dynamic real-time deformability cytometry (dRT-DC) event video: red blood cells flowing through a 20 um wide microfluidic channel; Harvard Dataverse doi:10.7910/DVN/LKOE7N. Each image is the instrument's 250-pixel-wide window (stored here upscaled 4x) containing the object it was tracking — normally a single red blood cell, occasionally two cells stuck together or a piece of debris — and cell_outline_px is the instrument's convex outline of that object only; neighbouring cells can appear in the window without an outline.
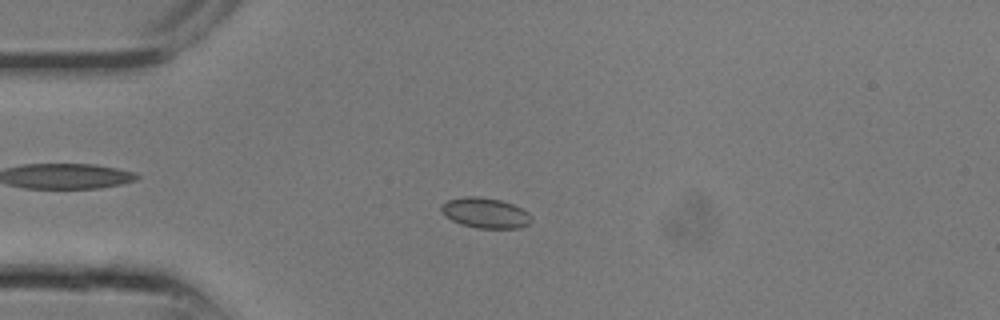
{"species": "common noctule bat (a hibernating species)", "species_latin": "Nyctalus noctula", "temperature_condition": "room temperature", "stored_images_in_passage": 12, "camera_frame_rate_fps": 3000, "um_per_image_px": 0.085, "animal": {"sex": "male", "body_mass_g": 13.3}, "frame": {"image": 1, "passage_image": 6, "time_ms": 1.667, "image_size_px": [1000, 320], "cell_outline_px": [[532, 220], [528, 224], [520, 228], [476, 228], [460, 224], [444, 216], [440, 208], [440, 204], [448, 200], [464, 196], [480, 196], [500, 200], [512, 204], [528, 212], [532, 216]], "centroid_in_image_um": [41.22, 18.1], "position_along_channel_um": 43.8, "area_um2": 16.07}}
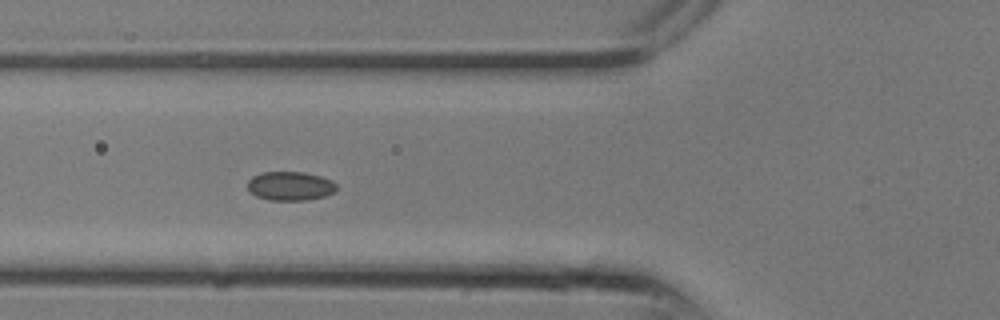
{"frame": {"image": 2, "passage_image": 9, "time_ms": 2.667, "image_size_px": [1000, 320], "cell_outline_px": [[336, 188], [332, 192], [324, 196], [304, 200], [268, 200], [256, 196], [248, 188], [248, 180], [252, 176], [264, 172], [304, 172], [320, 176], [332, 180], [336, 184]], "centroid_in_image_um": [24.65, 15.8], "position_along_channel_um": 101.1, "area_um2": 14.85}}
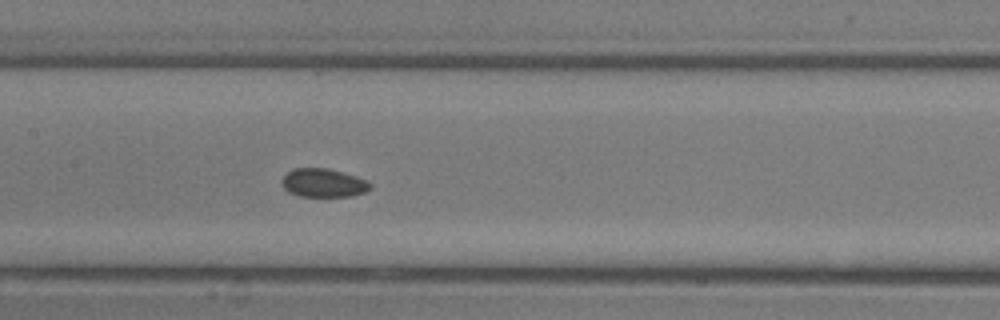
{"frame": {"image": 3, "passage_image": 12, "time_ms": 3.667, "image_size_px": [1000, 320], "cell_outline_px": [[372, 188], [364, 192], [352, 196], [300, 196], [288, 192], [280, 184], [280, 180], [292, 168], [328, 168], [356, 176], [368, 180], [372, 184]], "centroid_in_image_um": [27.49, 15.54], "position_along_channel_um": 179.9, "area_um2": 14.85}}